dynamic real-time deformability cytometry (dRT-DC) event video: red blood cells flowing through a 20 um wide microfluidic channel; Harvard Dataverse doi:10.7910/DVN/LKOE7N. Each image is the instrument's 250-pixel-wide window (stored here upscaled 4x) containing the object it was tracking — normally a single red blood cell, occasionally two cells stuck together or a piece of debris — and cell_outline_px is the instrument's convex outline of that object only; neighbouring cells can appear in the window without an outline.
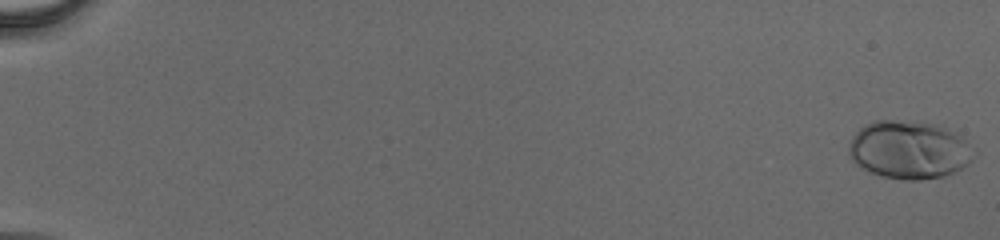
{"species": "human", "species_latin": "Homo sapiens", "temperature_condition": "cold", "stored_images_in_passage": 57, "camera_frame_rate_fps": 3000, "um_per_image_px": 0.085, "donor": {"sex": "male"}, "frame": {"image": 1, "passage_image": 1, "time_ms": 0.0, "image_size_px": [1000, 240], "cell_outline_px": [[972, 160], [968, 164], [944, 176], [920, 180], [904, 180], [880, 176], [860, 168], [852, 160], [848, 152], [848, 144], [852, 136], [864, 124], [872, 120], [924, 120], [948, 128], [956, 132], [960, 136]], "centroid_in_image_um": [77.16, 12.71], "position_along_channel_um": 7.8, "area_um2": 42.37}}
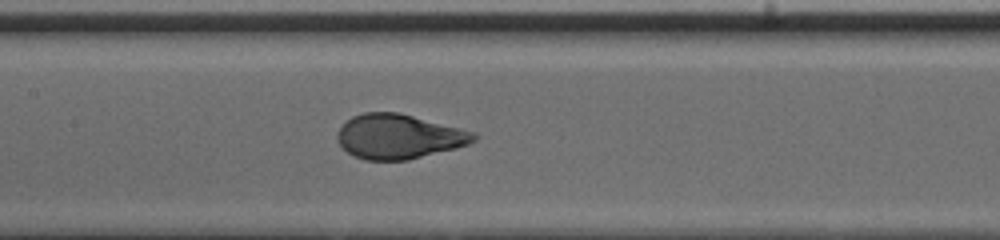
{"frame": {"image": 2, "passage_image": 31, "time_ms": 10.0, "image_size_px": [1000, 240], "cell_outline_px": [[480, 136], [476, 140], [468, 144], [456, 148], [408, 160], [364, 160], [352, 156], [336, 140], [336, 136], [340, 128], [352, 116], [364, 112], [400, 112], [476, 132]], "centroid_in_image_um": [33.92, 11.6], "position_along_channel_um": 173.5, "area_um2": 35.66}}
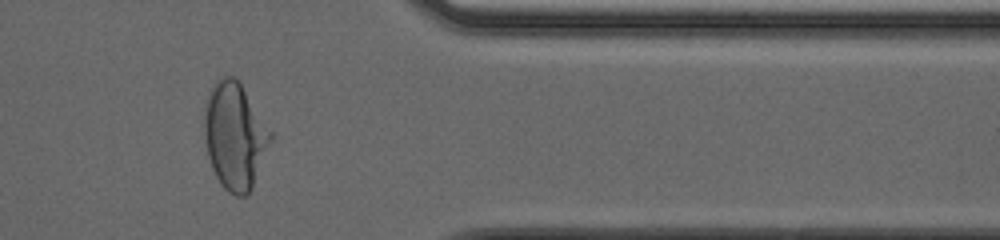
{"frame": {"image": 3, "passage_image": 49, "time_ms": 16.0, "image_size_px": [1000, 240], "cell_outline_px": [[276, 136], [252, 188], [244, 196], [236, 196], [228, 192], [224, 188], [216, 176], [212, 168], [208, 156], [204, 136], [204, 108], [208, 92], [212, 84], [220, 76], [232, 76], [240, 84]], "centroid_in_image_um": [19.99, 11.55], "position_along_channel_um": 391.4, "area_um2": 41.73}}